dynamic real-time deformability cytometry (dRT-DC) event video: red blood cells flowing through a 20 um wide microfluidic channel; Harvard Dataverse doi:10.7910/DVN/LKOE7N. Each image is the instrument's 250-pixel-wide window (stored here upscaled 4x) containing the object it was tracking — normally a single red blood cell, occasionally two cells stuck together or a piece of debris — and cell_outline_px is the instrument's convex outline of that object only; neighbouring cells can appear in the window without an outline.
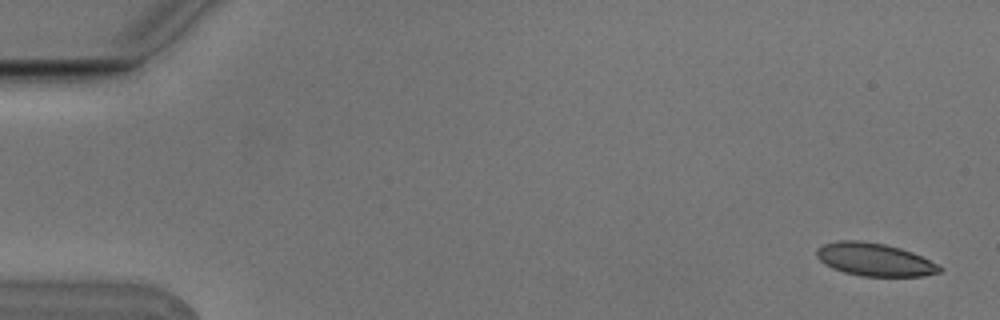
{"species": "Egyptian fruit bat (a non-hibernating species)", "species_latin": "Rousettus aegyptiacus", "temperature_condition": "cold", "stored_images_in_passage": 4, "camera_frame_rate_fps": 3000, "um_per_image_px": 0.085, "animal": {"sex": "male"}, "frame": {"image": 1, "passage_image": 1, "time_ms": 0.0, "image_size_px": [1000, 320], "cell_outline_px": [[944, 268], [940, 272], [924, 276], [860, 276], [844, 272], [832, 268], [824, 264], [816, 256], [816, 248], [824, 244], [836, 240], [860, 240], [884, 244], [900, 248], [912, 252], [940, 264]], "centroid_in_image_um": [74.34, 22.06], "position_along_channel_um": 10.7, "area_um2": 23.81}}